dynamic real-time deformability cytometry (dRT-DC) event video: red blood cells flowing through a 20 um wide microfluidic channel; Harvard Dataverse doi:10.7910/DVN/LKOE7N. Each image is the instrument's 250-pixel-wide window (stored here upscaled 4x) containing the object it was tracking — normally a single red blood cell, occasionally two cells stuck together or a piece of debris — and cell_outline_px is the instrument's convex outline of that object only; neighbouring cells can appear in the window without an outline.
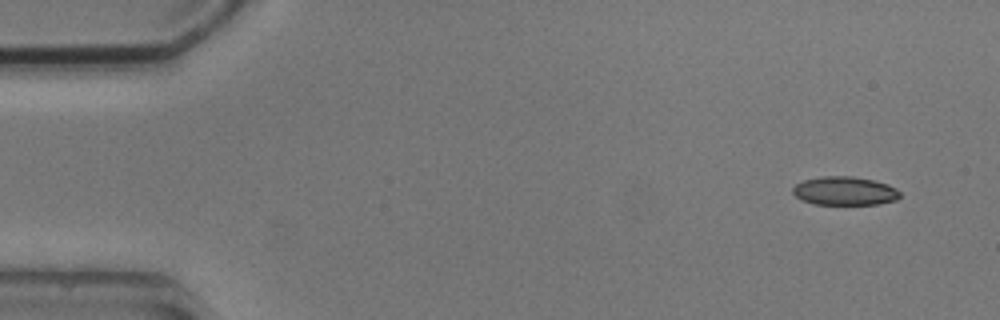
{"species": "common noctule bat (a hibernating species)", "species_latin": "Nyctalus noctula", "temperature_condition": "cold", "stored_images_in_passage": 4, "camera_frame_rate_fps": 3000, "um_per_image_px": 0.085, "animal": {"sex": "male", "body_mass_g": 20.5, "forearm_length_mm": 52.5}, "frame": {"image": 1, "passage_image": 1, "time_ms": 0.0, "image_size_px": [1000, 320], "cell_outline_px": [[900, 196], [896, 200], [880, 204], [816, 204], [800, 200], [792, 192], [792, 188], [796, 184], [804, 180], [820, 176], [852, 176], [872, 180], [888, 184], [896, 188], [900, 192]], "centroid_in_image_um": [71.79, 16.23], "position_along_channel_um": 13.2, "area_um2": 17.92}}